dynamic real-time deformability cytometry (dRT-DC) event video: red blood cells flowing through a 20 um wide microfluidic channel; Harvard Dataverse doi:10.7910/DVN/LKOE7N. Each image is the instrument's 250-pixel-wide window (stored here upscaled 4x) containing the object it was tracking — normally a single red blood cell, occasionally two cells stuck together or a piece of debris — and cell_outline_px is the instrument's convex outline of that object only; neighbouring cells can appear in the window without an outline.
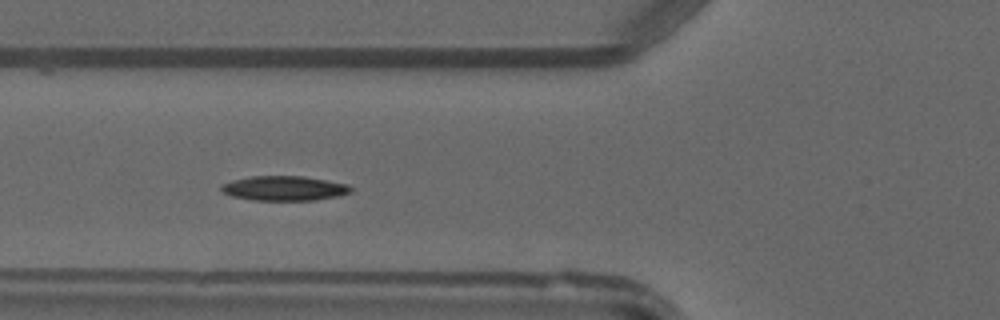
{"species": "common noctule bat (a hibernating species)", "species_latin": "Nyctalus noctula", "temperature_condition": "warm", "stored_images_in_passage": 39, "camera_frame_rate_fps": 3000, "um_per_image_px": 0.085, "animal": {"sex": "male", "forearm_length_mm": 52.5}, "frame": {"image": 1, "passage_image": 9, "time_ms": 2.667, "image_size_px": [1000, 320], "cell_outline_px": [[352, 192], [336, 196], [312, 200], [252, 200], [232, 196], [220, 192], [220, 188], [224, 184], [232, 180], [252, 176], [304, 176], [348, 184], [352, 188]], "centroid_in_image_um": [24.14, 16.0], "position_along_channel_um": 101.7, "area_um2": 18.55}}
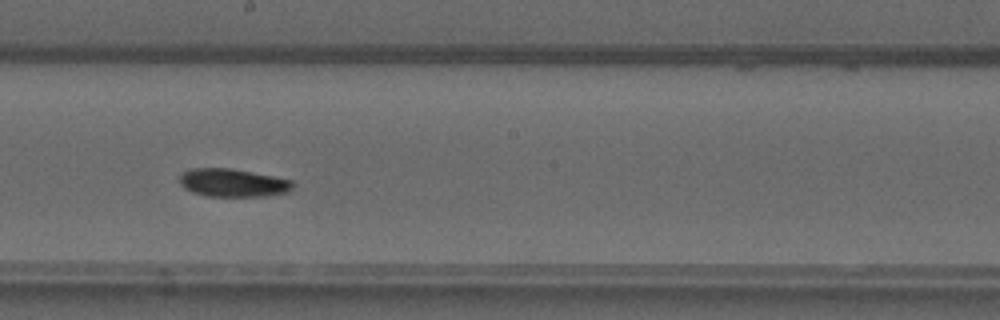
{"frame": {"image": 2, "passage_image": 18, "time_ms": 5.667, "image_size_px": [1000, 320], "cell_outline_px": [[292, 188], [288, 192], [268, 196], [208, 196], [192, 192], [184, 188], [180, 184], [180, 172], [192, 168], [232, 168], [292, 180]], "centroid_in_image_um": [19.76, 15.53], "position_along_channel_um": 228.4, "area_um2": 18.55}}
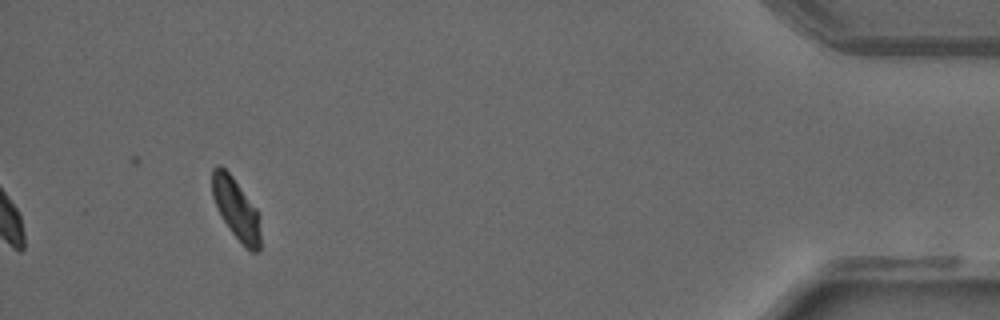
{"frame": {"image": 3, "passage_image": 36, "time_ms": 11.667, "image_size_px": [1000, 320], "cell_outline_px": [[260, 248], [256, 252], [252, 252], [232, 232], [224, 220], [212, 196], [212, 168], [216, 164], [220, 164], [232, 176], [256, 208], [260, 216]], "centroid_in_image_um": [20.08, 17.7], "position_along_channel_um": 415.1, "area_um2": 16.88}}